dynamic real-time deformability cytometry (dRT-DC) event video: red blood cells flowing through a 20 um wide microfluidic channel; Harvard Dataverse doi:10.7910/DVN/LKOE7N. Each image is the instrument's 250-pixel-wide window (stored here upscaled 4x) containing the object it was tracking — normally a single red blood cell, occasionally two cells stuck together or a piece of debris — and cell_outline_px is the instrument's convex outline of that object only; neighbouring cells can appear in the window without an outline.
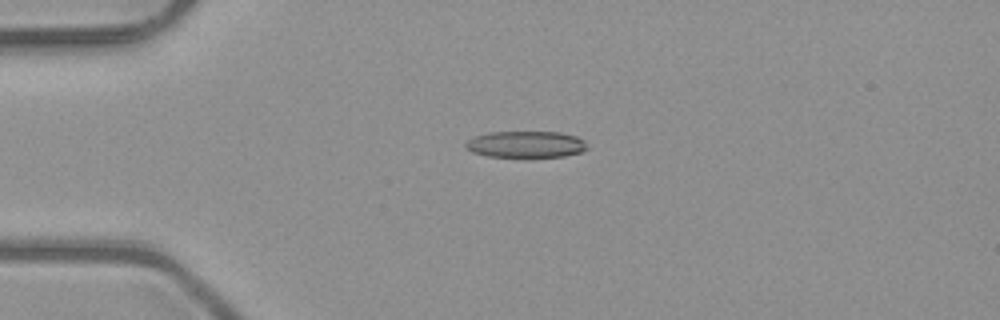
{"species": "common noctule bat (a hibernating species)", "species_latin": "Nyctalus noctula", "temperature_condition": "room temperature", "stored_images_in_passage": 5, "camera_frame_rate_fps": 3000, "um_per_image_px": 0.085, "animal": {"sex": "male", "body_mass_g": 23.1, "forearm_length_mm": 52.7}, "frame": {"image": 1, "passage_image": 4, "time_ms": 1.0, "image_size_px": [1000, 320], "cell_outline_px": [[588, 148], [580, 152], [564, 156], [488, 156], [472, 152], [464, 144], [472, 136], [488, 132], [560, 132], [576, 136], [584, 140]], "centroid_in_image_um": [44.69, 12.25], "position_along_channel_um": 40.3, "area_um2": 18.61}}